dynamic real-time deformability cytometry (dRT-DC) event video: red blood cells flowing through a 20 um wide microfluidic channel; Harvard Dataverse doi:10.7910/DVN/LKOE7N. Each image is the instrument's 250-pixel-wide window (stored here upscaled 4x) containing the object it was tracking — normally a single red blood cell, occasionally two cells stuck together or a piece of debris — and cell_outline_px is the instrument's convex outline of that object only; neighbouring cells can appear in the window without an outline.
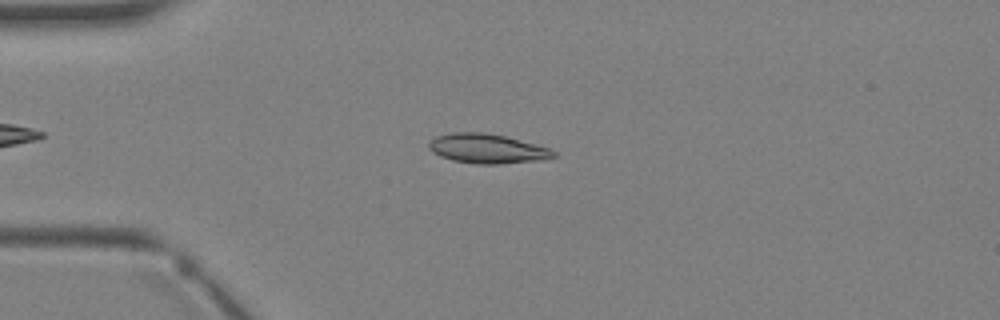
{"species": "Egyptian fruit bat (a non-hibernating species)", "species_latin": "Rousettus aegyptiacus", "temperature_condition": "warm", "stored_images_in_passage": 2, "camera_frame_rate_fps": 3000, "um_per_image_px": 0.085, "animal": {"sex": "female"}, "frame": {"image": 1, "passage_image": 2, "time_ms": 1.0, "image_size_px": [1000, 320], "cell_outline_px": [[556, 156], [544, 160], [500, 164], [476, 164], [452, 160], [440, 156], [432, 152], [428, 148], [428, 144], [436, 136], [452, 132], [484, 132], [504, 136], [536, 144], [548, 148], [556, 152]], "centroid_in_image_um": [41.41, 12.64], "position_along_channel_um": 43.6, "area_um2": 21.5}}